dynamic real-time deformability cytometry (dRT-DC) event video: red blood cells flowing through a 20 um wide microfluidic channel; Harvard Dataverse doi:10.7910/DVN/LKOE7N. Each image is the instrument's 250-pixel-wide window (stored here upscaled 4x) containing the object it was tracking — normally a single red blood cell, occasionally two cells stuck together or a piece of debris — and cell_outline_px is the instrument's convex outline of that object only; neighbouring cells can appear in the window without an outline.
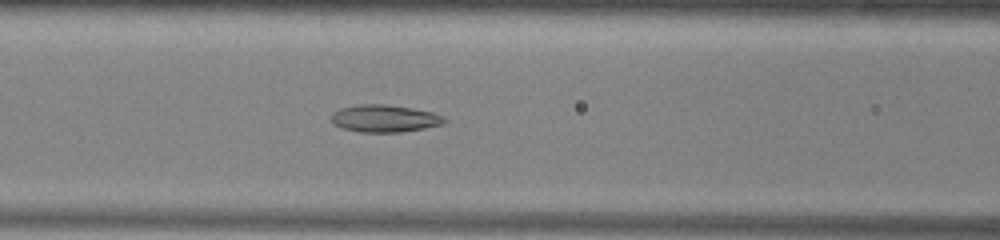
{"species": "common noctule bat (a hibernating species)", "species_latin": "Nyctalus noctula", "temperature_condition": "warm", "stored_images_in_passage": 52, "camera_frame_rate_fps": 3000, "um_per_image_px": 0.085, "animal": {"sex": "male", "body_mass_g": 13.0, "forearm_length_mm": 53.1}, "frame": {"image": 1, "passage_image": 21, "time_ms": 6.667, "image_size_px": [1000, 240], "cell_outline_px": [[448, 120], [444, 124], [424, 128], [400, 132], [360, 132], [340, 128], [332, 124], [332, 112], [340, 108], [360, 104], [384, 104], [412, 108], [432, 112]], "centroid_in_image_um": [32.65, 10.07], "position_along_channel_um": 133.9, "area_um2": 18.03}}
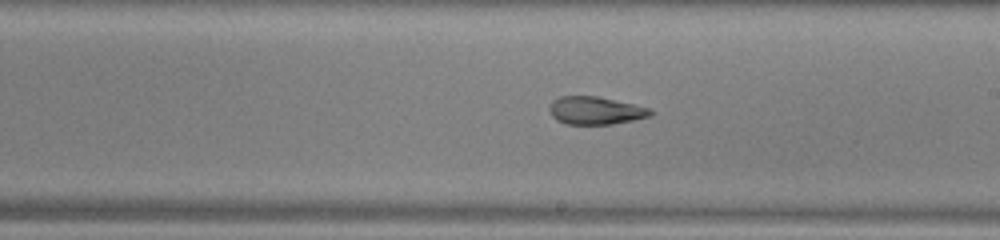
{"frame": {"image": 2, "passage_image": 29, "time_ms": 9.333, "image_size_px": [1000, 240], "cell_outline_px": [[656, 112], [652, 116], [612, 124], [564, 124], [556, 120], [552, 116], [548, 108], [552, 100], [560, 96], [596, 96], [652, 108]], "centroid_in_image_um": [50.63, 9.4], "position_along_channel_um": 238.4, "area_um2": 16.59}}
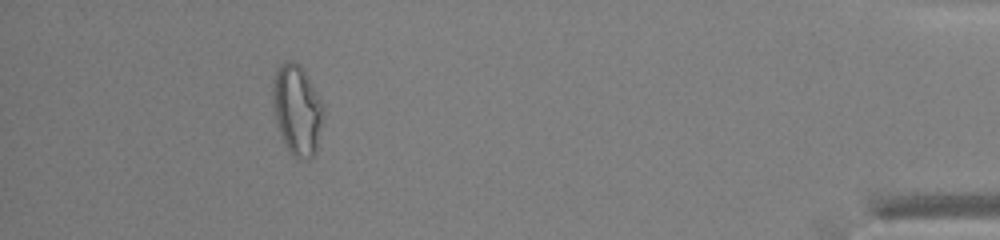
{"frame": {"image": 3, "passage_image": 47, "time_ms": 15.333, "image_size_px": [1000, 240], "cell_outline_px": [[324, 116], [316, 152], [308, 160], [304, 160], [292, 156], [284, 144], [280, 136], [276, 124], [272, 104], [272, 80], [280, 64], [288, 60], [292, 60], [300, 64], [324, 104]], "centroid_in_image_um": [25.25, 9.35], "position_along_channel_um": 410.0, "area_um2": 27.22}, "authors_computed_cell_mechanics": {"area_um2": 20.8658, "velocity_mm_per_s": 3.9283, "shape_relaxation_time_tau1_ms": null, "shape_relaxation_time_tau2_ms": 2.7214, "deformation_change_tau1": null, "deformation_change_tau2": 0.1162}}